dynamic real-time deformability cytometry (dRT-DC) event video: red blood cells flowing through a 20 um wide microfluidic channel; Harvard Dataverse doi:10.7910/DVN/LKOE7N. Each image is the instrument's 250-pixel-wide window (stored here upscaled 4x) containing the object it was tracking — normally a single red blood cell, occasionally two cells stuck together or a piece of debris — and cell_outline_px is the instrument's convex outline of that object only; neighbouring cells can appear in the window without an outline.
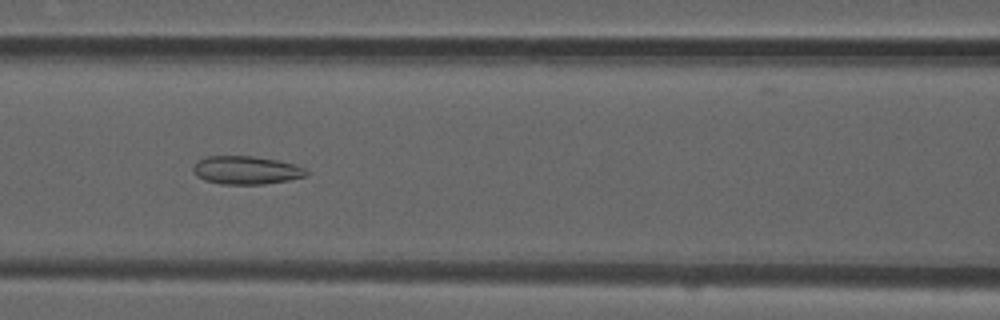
{"species": "common noctule bat (a hibernating species)", "species_latin": "Nyctalus noctula", "temperature_condition": "room temperature", "stored_images_in_passage": 52, "camera_frame_rate_fps": 3000, "um_per_image_px": 0.085, "animal": {"sex": "male", "forearm_length_mm": 52.5}, "frame": {"image": 1, "passage_image": 23, "time_ms": 7.333, "image_size_px": [1000, 320], "cell_outline_px": [[308, 176], [288, 180], [264, 184], [220, 184], [204, 180], [196, 176], [192, 168], [196, 160], [204, 156], [252, 156], [276, 160], [296, 164], [304, 168], [308, 172]], "centroid_in_image_um": [20.9, 14.46], "position_along_channel_um": 145.7, "area_um2": 18.79}}
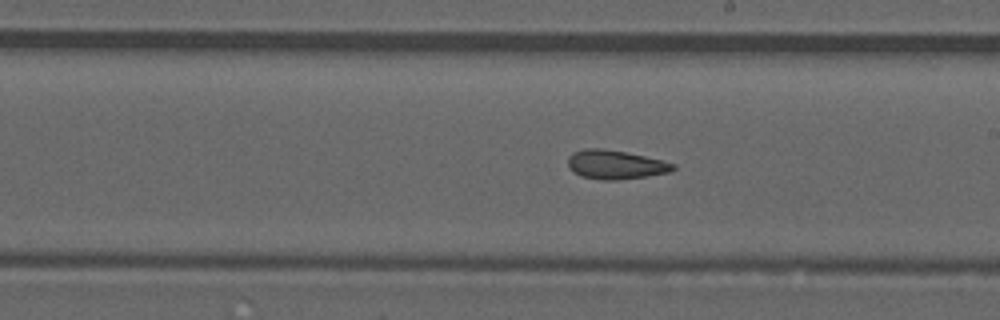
{"frame": {"image": 2, "passage_image": 30, "time_ms": 9.667, "image_size_px": [1000, 320], "cell_outline_px": [[676, 168], [672, 172], [648, 176], [616, 180], [604, 180], [580, 176], [572, 172], [568, 168], [568, 156], [572, 152], [584, 148], [600, 148], [624, 152], [664, 160], [676, 164]], "centroid_in_image_um": [52.31, 14.0], "position_along_channel_um": 236.7, "area_um2": 17.98}}
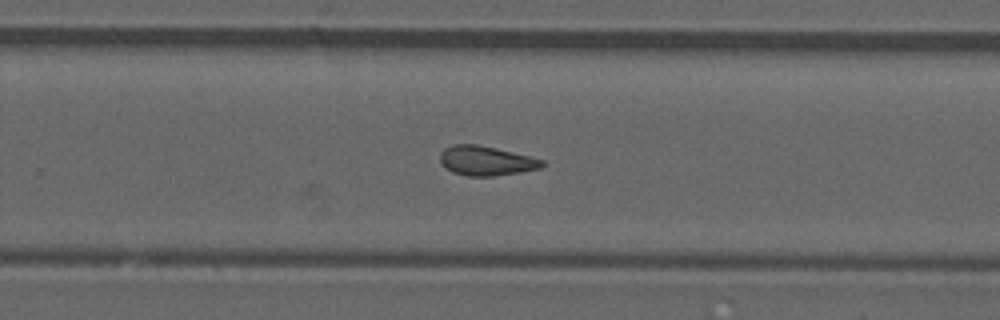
{"frame": {"image": 3, "passage_image": 34, "time_ms": 11.0, "image_size_px": [1000, 320], "cell_outline_px": [[544, 164], [540, 168], [520, 172], [492, 176], [468, 176], [452, 172], [444, 168], [440, 160], [440, 152], [444, 148], [452, 144], [476, 144], [496, 148], [544, 160]], "centroid_in_image_um": [41.27, 13.66], "position_along_channel_um": 288.5, "area_um2": 17.51}, "authors_computed_cell_mechanics": {"area_um2": 18.0336, "velocity_mm_per_s": 3.9132, "shape_relaxation_time_tau1_ms": null, "shape_relaxation_time_tau2_ms": 2.7406, "deformation_change_tau1": null, "deformation_change_tau2": 0.1054}}